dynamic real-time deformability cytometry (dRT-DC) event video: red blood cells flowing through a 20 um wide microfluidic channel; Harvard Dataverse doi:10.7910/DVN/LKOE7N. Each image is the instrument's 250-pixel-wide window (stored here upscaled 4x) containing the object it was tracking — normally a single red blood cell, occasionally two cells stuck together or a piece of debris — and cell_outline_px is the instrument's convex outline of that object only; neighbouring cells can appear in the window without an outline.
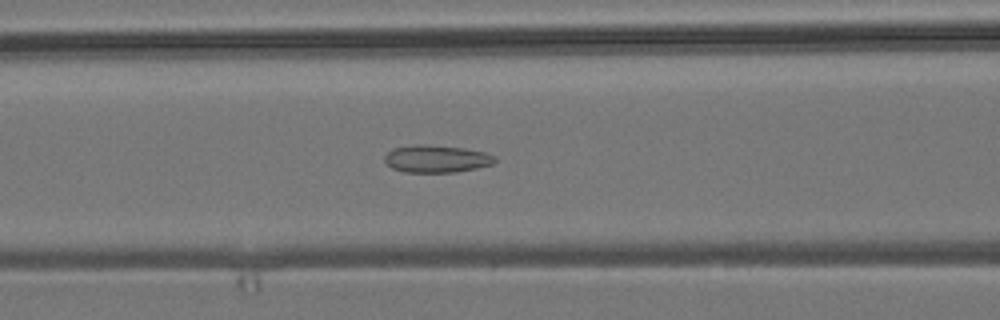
{"species": "common noctule bat (a hibernating species)", "species_latin": "Nyctalus noctula", "temperature_condition": "room temperature", "stored_images_in_passage": 48, "camera_frame_rate_fps": 3000, "um_per_image_px": 0.085, "animal": {"sex": "male", "body_mass_g": 19.2, "forearm_length_mm": 51.8}, "frame": {"image": 1, "passage_image": 16, "time_ms": 5.0, "image_size_px": [1000, 320], "cell_outline_px": [[496, 160], [492, 164], [476, 168], [456, 172], [404, 172], [392, 168], [384, 160], [384, 156], [392, 148], [412, 144], [428, 144], [464, 148], [484, 152], [496, 156]], "centroid_in_image_um": [37.08, 13.48], "position_along_channel_um": 129.5, "area_um2": 17.74}}
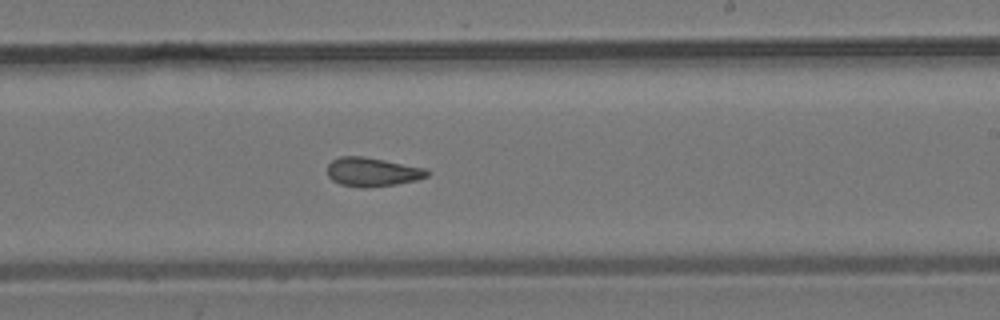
{"frame": {"image": 2, "passage_image": 26, "time_ms": 8.333, "image_size_px": [1000, 320], "cell_outline_px": [[428, 176], [416, 180], [396, 184], [364, 188], [360, 188], [340, 184], [332, 180], [328, 176], [328, 164], [332, 160], [340, 156], [364, 156], [424, 168], [428, 172]], "centroid_in_image_um": [31.61, 14.62], "position_along_channel_um": 257.4, "area_um2": 16.7}}
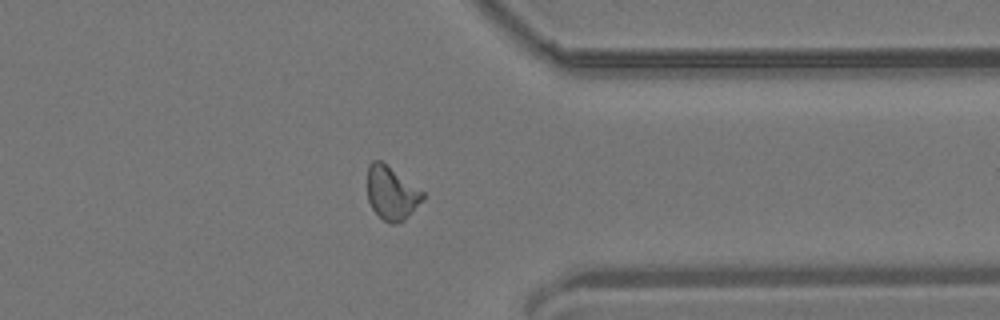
{"frame": {"image": 3, "passage_image": 36, "time_ms": 11.667, "image_size_px": [1000, 320], "cell_outline_px": [[424, 196], [404, 220], [392, 224], [384, 220], [372, 208], [368, 200], [368, 164], [372, 160], [380, 160], [424, 192]], "centroid_in_image_um": [33.25, 16.39], "position_along_channel_um": 378.2, "area_um2": 16.7}, "authors_computed_cell_mechanics": {"area_um2": 16.9932, "velocity_mm_per_s": 3.8418, "shape_relaxation_time_tau1_ms": null, "shape_relaxation_time_tau2_ms": 1.8067, "deformation_change_tau1": null, "deformation_change_tau2": 0.0866}}